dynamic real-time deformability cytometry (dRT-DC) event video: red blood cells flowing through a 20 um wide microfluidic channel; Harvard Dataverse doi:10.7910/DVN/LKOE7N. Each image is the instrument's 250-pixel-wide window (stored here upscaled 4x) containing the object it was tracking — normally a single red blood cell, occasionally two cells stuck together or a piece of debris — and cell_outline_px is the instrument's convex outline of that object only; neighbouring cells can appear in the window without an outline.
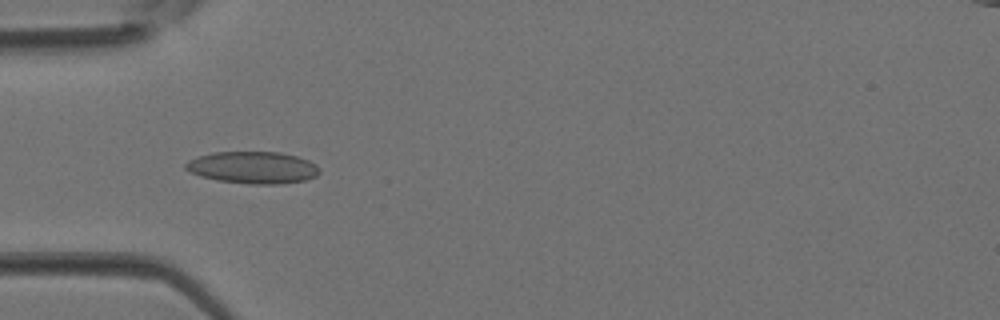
{"species": "Egyptian fruit bat (a non-hibernating species)", "species_latin": "Rousettus aegyptiacus", "temperature_condition": "room temperature", "stored_images_in_passage": 3, "camera_frame_rate_fps": 3000, "um_per_image_px": 0.085, "animal": {"sex": "female"}, "frame": {"image": 1, "passage_image": 3, "time_ms": 0.667, "image_size_px": [1000, 320], "cell_outline_px": [[320, 172], [316, 176], [304, 180], [280, 184], [248, 184], [216, 180], [200, 176], [188, 172], [184, 168], [184, 164], [188, 160], [196, 156], [212, 152], [280, 152], [296, 156], [308, 160], [316, 164], [320, 168]], "centroid_in_image_um": [21.45, 14.24], "position_along_channel_um": 63.5, "area_um2": 25.26}}